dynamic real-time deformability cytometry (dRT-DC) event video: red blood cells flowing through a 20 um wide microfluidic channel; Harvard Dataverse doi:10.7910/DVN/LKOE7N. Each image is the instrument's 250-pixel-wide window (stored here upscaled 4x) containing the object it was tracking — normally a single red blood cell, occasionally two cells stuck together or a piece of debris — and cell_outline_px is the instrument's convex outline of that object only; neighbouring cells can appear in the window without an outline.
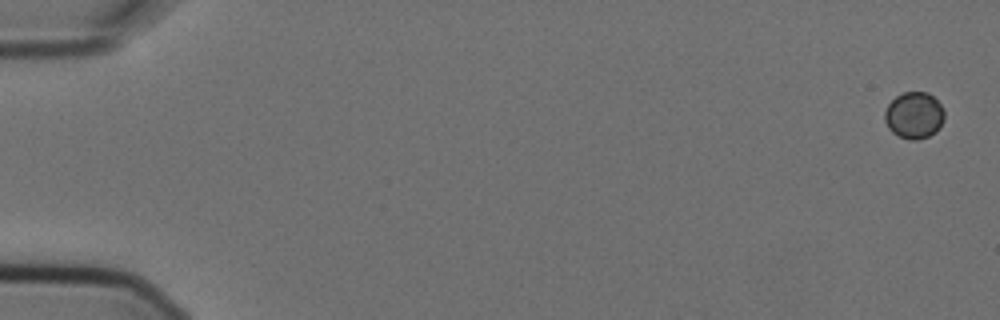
{"species": "Egyptian fruit bat (a non-hibernating species)", "species_latin": "Rousettus aegyptiacus", "temperature_condition": "cold", "stored_images_in_passage": 9, "camera_frame_rate_fps": 3000, "um_per_image_px": 0.085, "animal": {"sex": "female"}, "frame": {"image": 1, "passage_image": 1, "time_ms": 0.0, "image_size_px": [1000, 320], "cell_outline_px": [[944, 120], [940, 128], [936, 132], [928, 136], [916, 140], [908, 140], [892, 132], [888, 128], [884, 120], [884, 112], [888, 104], [896, 96], [904, 92], [928, 92], [940, 104], [944, 112]], "centroid_in_image_um": [77.69, 9.81], "position_along_channel_um": 7.3, "area_um2": 16.3}}
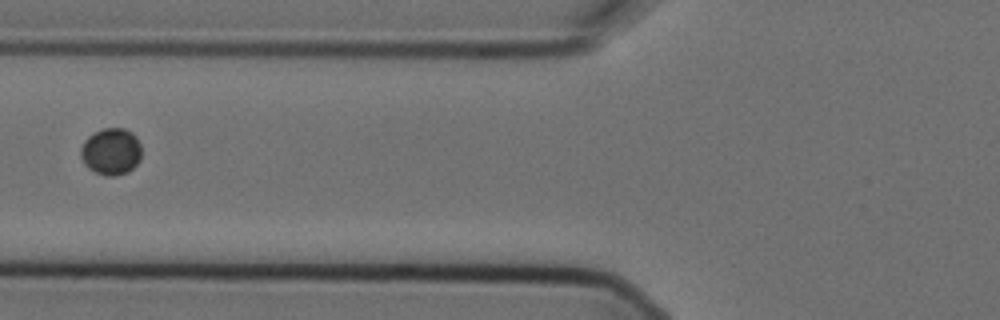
{"frame": {"image": 2, "passage_image": 7, "time_ms": 2.0, "image_size_px": [1000, 320], "cell_outline_px": [[140, 160], [128, 172], [116, 176], [104, 176], [88, 168], [84, 164], [80, 156], [80, 148], [84, 140], [92, 132], [104, 128], [124, 128], [132, 132], [136, 136], [140, 144]], "centroid_in_image_um": [9.42, 12.87], "position_along_channel_um": 116.4, "area_um2": 16.82}}
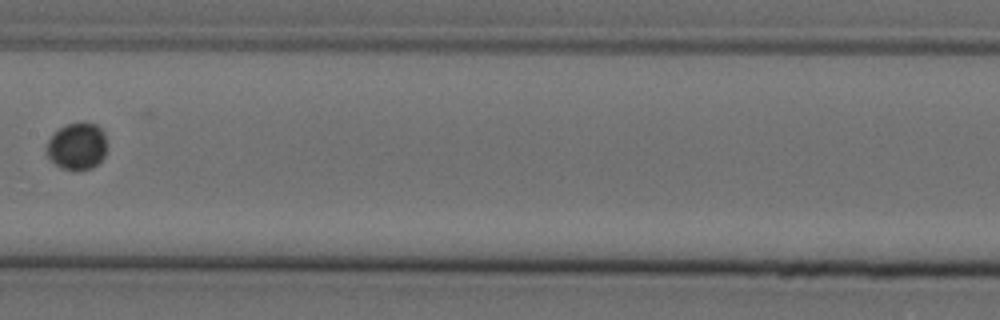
{"frame": {"image": 3, "passage_image": 9, "time_ms": 2.667, "image_size_px": [1000, 320], "cell_outline_px": [[108, 148], [104, 156], [92, 168], [60, 168], [44, 152], [44, 148], [48, 140], [64, 124], [84, 120], [96, 124], [104, 132]], "centroid_in_image_um": [6.56, 12.36], "position_along_channel_um": 200.8, "area_um2": 16.7}}